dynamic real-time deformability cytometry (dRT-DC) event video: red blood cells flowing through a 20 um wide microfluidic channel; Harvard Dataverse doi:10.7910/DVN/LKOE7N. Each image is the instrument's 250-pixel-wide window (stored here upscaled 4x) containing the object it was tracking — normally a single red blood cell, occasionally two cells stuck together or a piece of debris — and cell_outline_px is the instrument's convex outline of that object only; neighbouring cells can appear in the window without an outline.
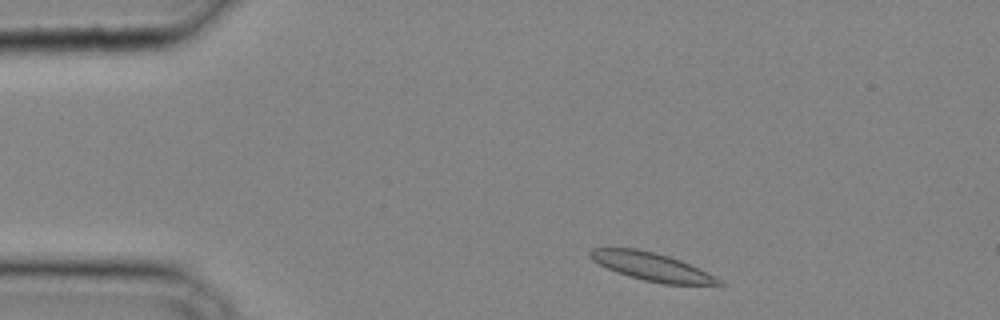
{"species": "common noctule bat (a hibernating species)", "species_latin": "Nyctalus noctula", "temperature_condition": "cold", "stored_images_in_passage": 30, "camera_frame_rate_fps": 3000, "um_per_image_px": 0.085, "animal": {"sex": "male", "body_mass_g": 20.4}, "frame": {"image": 1, "passage_image": 1, "time_ms": 0.0, "image_size_px": [1000, 320], "cell_outline_px": [[724, 284], [664, 284], [644, 280], [628, 276], [616, 272], [592, 260], [588, 256], [588, 252], [592, 248], [636, 248], [668, 256], [680, 260], [720, 280]], "centroid_in_image_um": [55.28, 22.65], "position_along_channel_um": 29.7, "area_um2": 20.46}}
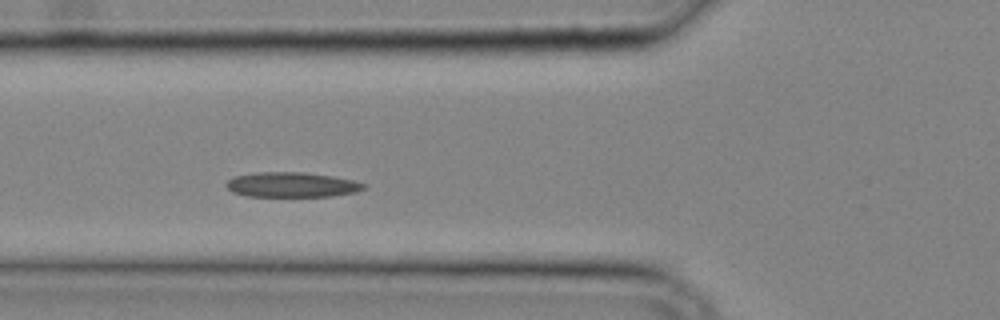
{"frame": {"image": 2, "passage_image": 8, "time_ms": 2.333, "image_size_px": [1000, 320], "cell_outline_px": [[368, 184], [364, 188], [356, 192], [332, 196], [248, 196], [232, 192], [224, 184], [232, 176], [260, 172], [304, 172], [332, 176], [352, 180]], "centroid_in_image_um": [24.79, 15.7], "position_along_channel_um": 101.0, "area_um2": 20.0}}
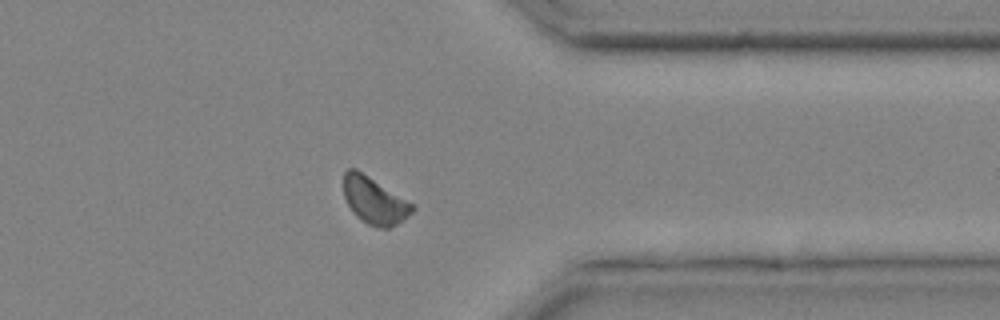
{"frame": {"image": 3, "passage_image": 24, "time_ms": 7.667, "image_size_px": [1000, 320], "cell_outline_px": [[416, 208], [404, 220], [388, 228], [376, 228], [368, 224], [356, 216], [352, 212], [344, 196], [344, 172], [348, 168], [356, 168], [416, 204]], "centroid_in_image_um": [31.86, 17.04], "position_along_channel_um": 379.5, "area_um2": 19.07}}